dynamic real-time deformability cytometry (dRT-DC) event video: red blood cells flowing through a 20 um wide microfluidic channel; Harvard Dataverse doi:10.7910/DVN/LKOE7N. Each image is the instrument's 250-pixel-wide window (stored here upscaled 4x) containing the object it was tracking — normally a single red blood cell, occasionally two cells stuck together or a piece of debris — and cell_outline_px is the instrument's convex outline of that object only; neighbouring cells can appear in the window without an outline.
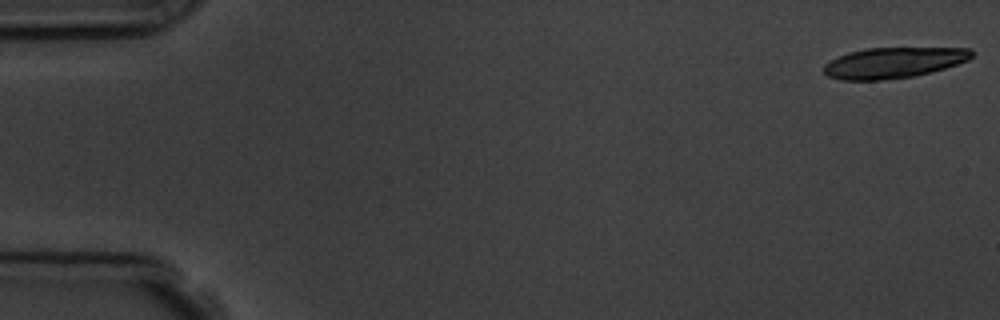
{"species": "common noctule bat (a hibernating species)", "species_latin": "Nyctalus noctula", "temperature_condition": "room temperature", "stored_images_in_passage": 11, "segment_of_instrument_passage": [1, 2], "camera_frame_rate_fps": 3000, "um_per_image_px": 0.085, "animal": {"sex": "male", "body_mass_g": 19.5, "forearm_length_mm": 54.6}, "frame": {"image": 1, "passage_image": 1, "time_ms": 0.0, "image_size_px": [1000, 320], "cell_outline_px": [[976, 52], [968, 60], [944, 68], [912, 76], [880, 80], [840, 80], [828, 76], [824, 72], [824, 64], [848, 52], [868, 48], [968, 48]], "centroid_in_image_um": [75.94, 5.32], "position_along_channel_um": 9.1, "area_um2": 26.18}}